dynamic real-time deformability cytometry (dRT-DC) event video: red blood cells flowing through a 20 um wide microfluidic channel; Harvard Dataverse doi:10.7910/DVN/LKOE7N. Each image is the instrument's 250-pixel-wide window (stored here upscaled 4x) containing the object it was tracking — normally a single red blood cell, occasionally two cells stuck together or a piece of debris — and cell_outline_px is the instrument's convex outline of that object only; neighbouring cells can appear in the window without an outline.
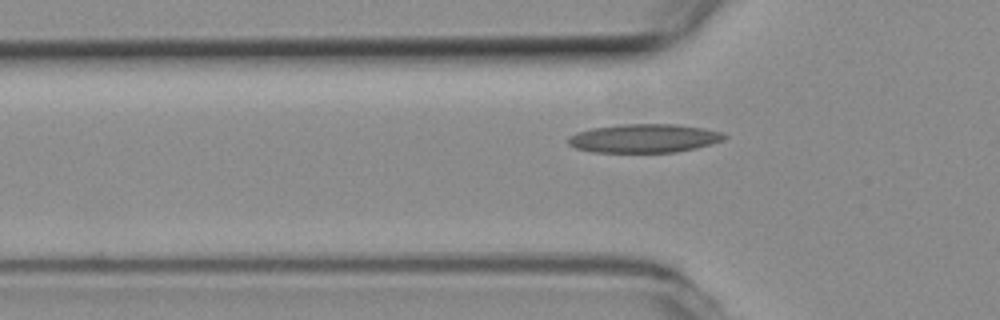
{"species": "common noctule bat (a hibernating species)", "species_latin": "Nyctalus noctula", "temperature_condition": "room temperature", "stored_images_in_passage": 38, "camera_frame_rate_fps": 3000, "um_per_image_px": 0.085, "animal": {"sex": "female", "body_mass_g": 19.3, "forearm_length_mm": 54.1}, "frame": {"image": 1, "passage_image": 7, "time_ms": 2.0, "image_size_px": [1000, 320], "cell_outline_px": [[728, 136], [724, 140], [696, 148], [676, 152], [592, 152], [576, 148], [568, 144], [568, 136], [576, 132], [592, 128], [620, 124], [676, 124], [704, 128], [724, 132]], "centroid_in_image_um": [54.76, 11.75], "position_along_channel_um": 71.0, "area_um2": 26.24}}
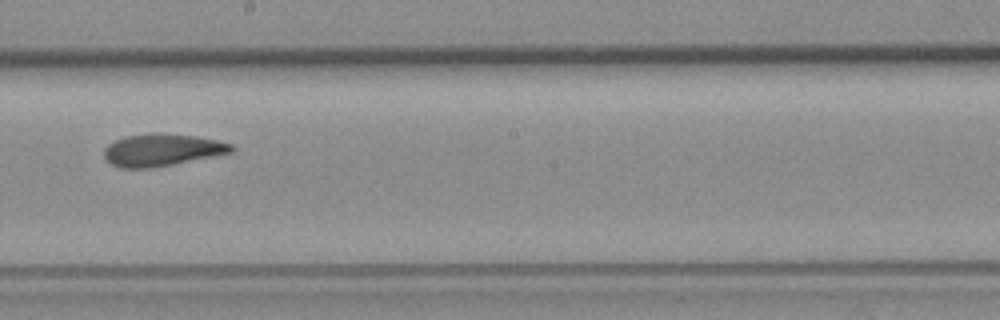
{"frame": {"image": 2, "passage_image": 20, "time_ms": 6.333, "image_size_px": [1000, 320], "cell_outline_px": [[236, 148], [232, 152], [172, 164], [148, 168], [120, 168], [112, 164], [104, 156], [104, 148], [108, 144], [124, 136], [196, 136], [216, 140], [232, 144]], "centroid_in_image_um": [13.76, 12.79], "position_along_channel_um": 234.4, "area_um2": 22.72}}
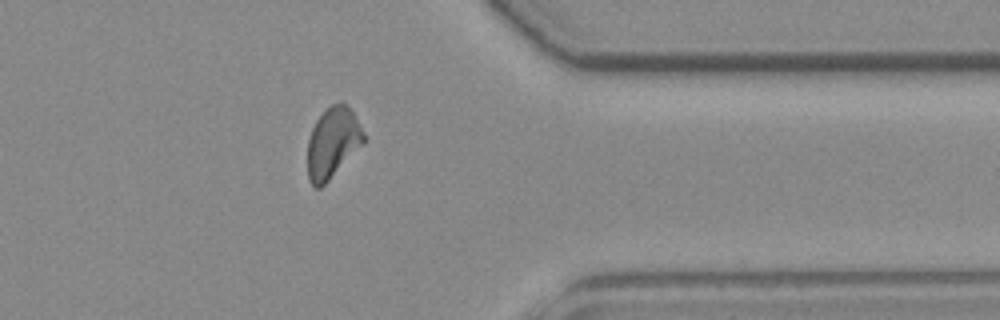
{"frame": {"image": 3, "passage_image": 33, "time_ms": 10.667, "image_size_px": [1000, 320], "cell_outline_px": [[364, 144], [320, 188], [316, 188], [308, 180], [308, 140], [312, 128], [316, 120], [332, 104], [344, 104], [352, 112], [364, 132]], "centroid_in_image_um": [28.27, 12.16], "position_along_channel_um": 383.1, "area_um2": 22.6}, "authors_computed_cell_mechanics": {"area_um2": 23.5246, "velocity_mm_per_s": 3.7561, "shape_relaxation_time_tau1_ms": 11.1731, "shape_relaxation_time_tau2_ms": 6.3533, "deformation_change_tau1": 0.2463, "deformation_change_tau2": 0.1592}}